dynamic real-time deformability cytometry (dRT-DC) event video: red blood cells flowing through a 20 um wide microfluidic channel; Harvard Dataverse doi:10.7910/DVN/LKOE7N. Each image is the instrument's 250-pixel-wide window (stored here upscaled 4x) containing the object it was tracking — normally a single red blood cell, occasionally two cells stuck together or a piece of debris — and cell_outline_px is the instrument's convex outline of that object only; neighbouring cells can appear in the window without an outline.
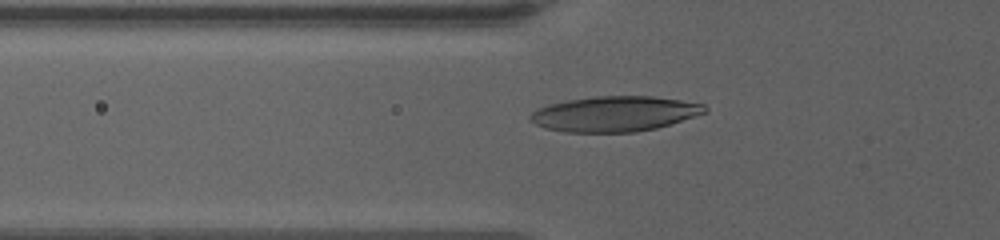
{"species": "human", "species_latin": "Homo sapiens", "temperature_condition": "warm", "stored_images_in_passage": 17, "camera_frame_rate_fps": 3000, "um_per_image_px": 0.085, "donor": {"sex": "female"}, "frame": {"image": 1, "passage_image": 2, "time_ms": 0.333, "image_size_px": [1000, 240], "cell_outline_px": [[708, 112], [656, 128], [636, 132], [564, 132], [544, 128], [528, 120], [528, 116], [536, 108], [548, 104], [568, 100], [592, 96], [652, 96], [680, 100], [704, 104], [708, 108]], "centroid_in_image_um": [52.2, 9.67], "position_along_channel_um": 73.6, "area_um2": 36.07}}
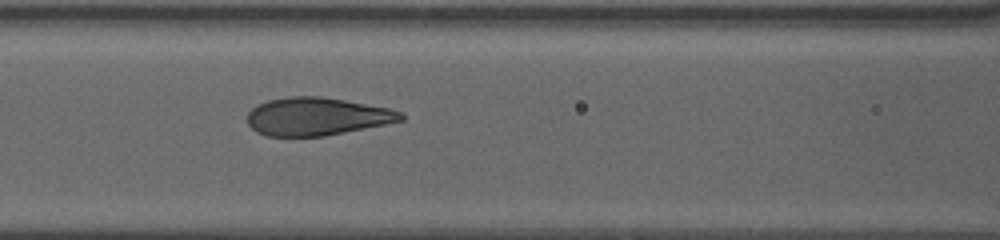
{"frame": {"image": 2, "passage_image": 10, "time_ms": 2.333, "image_size_px": [1000, 240], "cell_outline_px": [[404, 120], [324, 136], [264, 136], [256, 132], [248, 124], [248, 112], [256, 104], [268, 100], [288, 96], [320, 96], [344, 100], [388, 108], [400, 112], [404, 116]], "centroid_in_image_um": [26.87, 9.9], "position_along_channel_um": 139.7, "area_um2": 33.76}}
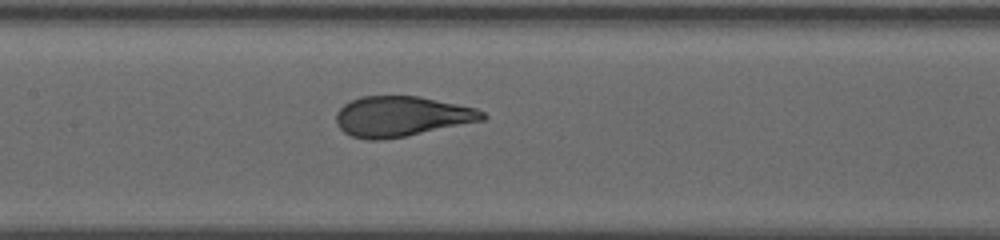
{"frame": {"image": 3, "passage_image": 15, "time_ms": 3.333, "image_size_px": [1000, 240], "cell_outline_px": [[488, 116], [484, 120], [404, 136], [380, 140], [368, 140], [352, 136], [344, 132], [336, 124], [336, 112], [344, 104], [360, 96], [420, 96], [476, 108], [484, 112]], "centroid_in_image_um": [34.11, 9.88], "position_along_channel_um": 173.3, "area_um2": 34.22}}